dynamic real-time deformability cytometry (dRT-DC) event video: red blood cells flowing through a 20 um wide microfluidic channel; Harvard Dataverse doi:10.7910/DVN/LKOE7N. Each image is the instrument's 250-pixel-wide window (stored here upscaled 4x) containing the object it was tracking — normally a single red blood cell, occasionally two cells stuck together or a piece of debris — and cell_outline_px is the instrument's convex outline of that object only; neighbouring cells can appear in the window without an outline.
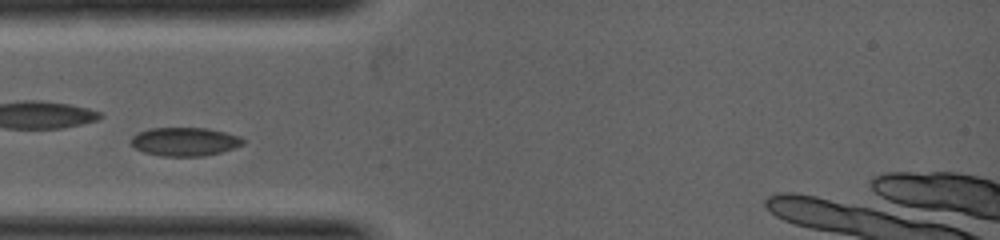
{"species": "common noctule bat (a hibernating species)", "species_latin": "Nyctalus noctula", "temperature_condition": "warm", "stored_images_in_passage": 20, "camera_frame_rate_fps": 5000, "um_per_image_px": 0.085, "animal": {"sex": "female", "body_mass_g": 19.0, "forearm_length_mm": 53.3}, "frame": {"image": 1, "passage_image": 1, "time_ms": 0.0, "image_size_px": [1000, 240], "cell_outline_px": [[244, 144], [220, 152], [204, 156], [160, 156], [144, 152], [136, 148], [132, 144], [132, 136], [148, 128], [208, 128], [224, 132], [236, 136], [244, 140]], "centroid_in_image_um": [15.68, 12.04], "position_along_channel_um": 69.3, "area_um2": 18.38}}
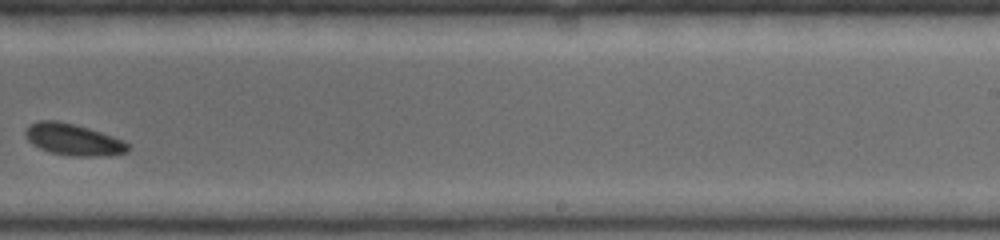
{"frame": {"image": 2, "passage_image": 12, "time_ms": 2.8, "image_size_px": [1000, 240], "cell_outline_px": [[132, 148], [128, 152], [108, 156], [72, 156], [52, 152], [40, 148], [32, 144], [28, 140], [24, 132], [28, 124], [40, 120], [56, 120], [88, 128], [124, 140]], "centroid_in_image_um": [6.25, 11.87], "position_along_channel_um": 282.8, "area_um2": 18.9}}